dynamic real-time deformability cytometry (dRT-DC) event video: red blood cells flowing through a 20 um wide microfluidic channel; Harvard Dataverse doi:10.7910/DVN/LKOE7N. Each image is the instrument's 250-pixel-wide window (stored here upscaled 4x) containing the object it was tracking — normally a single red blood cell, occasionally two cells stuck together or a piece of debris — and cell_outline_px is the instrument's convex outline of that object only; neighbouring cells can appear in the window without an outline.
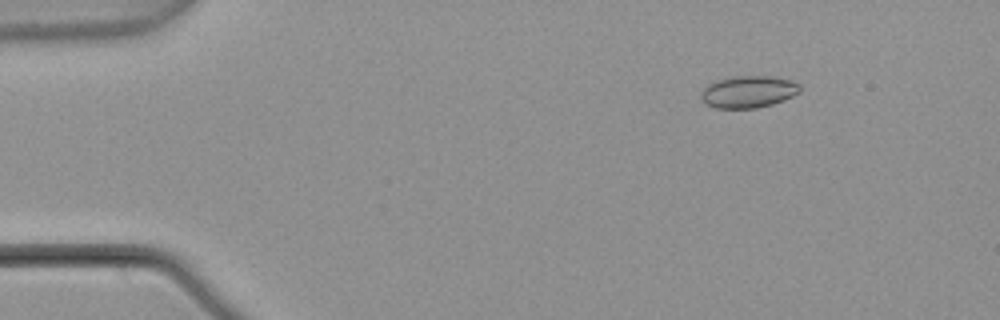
{"species": "common noctule bat (a hibernating species)", "species_latin": "Nyctalus noctula", "temperature_condition": "warm", "stored_images_in_passage": 5, "camera_frame_rate_fps": 3000, "um_per_image_px": 0.085, "animal": {"sex": "male", "body_mass_g": 21.5, "forearm_length_mm": 52.0}, "frame": {"image": 1, "passage_image": 2, "time_ms": 0.333, "image_size_px": [1000, 320], "cell_outline_px": [[800, 92], [784, 100], [772, 104], [756, 108], [716, 108], [704, 104], [700, 96], [700, 92], [708, 84], [716, 80], [732, 76], [768, 76], [788, 80], [800, 84]], "centroid_in_image_um": [63.57, 7.8], "position_along_channel_um": 21.4, "area_um2": 18.5}}
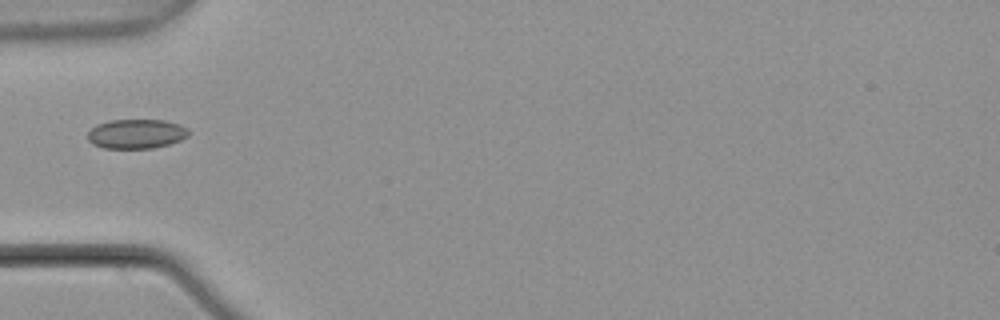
{"frame": {"image": 2, "passage_image": 5, "time_ms": 1.333, "image_size_px": [1000, 320], "cell_outline_px": [[188, 136], [180, 140], [168, 144], [152, 148], [104, 148], [92, 144], [88, 140], [88, 132], [96, 124], [108, 120], [164, 120], [180, 124], [188, 128]], "centroid_in_image_um": [11.57, 11.37], "position_along_channel_um": 73.4, "area_um2": 17.34}}